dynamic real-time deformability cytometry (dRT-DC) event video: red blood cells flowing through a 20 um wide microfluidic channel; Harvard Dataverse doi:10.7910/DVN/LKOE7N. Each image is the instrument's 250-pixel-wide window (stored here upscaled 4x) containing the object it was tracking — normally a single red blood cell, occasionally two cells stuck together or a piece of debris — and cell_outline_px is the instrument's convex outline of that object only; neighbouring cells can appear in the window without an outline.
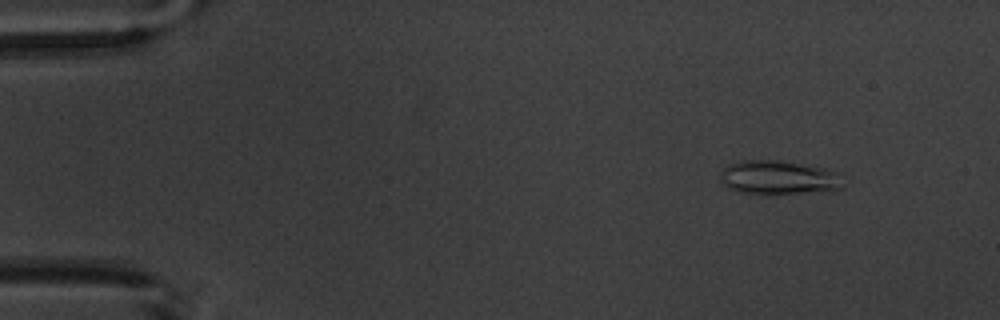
{"species": "common noctule bat (a hibernating species)", "species_latin": "Nyctalus noctula", "temperature_condition": "warm", "stored_images_in_passage": 6, "camera_frame_rate_fps": 3000, "um_per_image_px": 0.085, "animal": {"sex": "male", "body_mass_g": 20.1, "forearm_length_mm": 53.5}, "frame": {"image": 1, "passage_image": 2, "time_ms": 1.333, "image_size_px": [1000, 320], "cell_outline_px": [[844, 188], [832, 192], [740, 192], [728, 188], [720, 180], [720, 172], [728, 164], [740, 160], [780, 160], [824, 168], [840, 172]], "centroid_in_image_um": [66.24, 15.07], "position_along_channel_um": 18.8, "area_um2": 24.22}}